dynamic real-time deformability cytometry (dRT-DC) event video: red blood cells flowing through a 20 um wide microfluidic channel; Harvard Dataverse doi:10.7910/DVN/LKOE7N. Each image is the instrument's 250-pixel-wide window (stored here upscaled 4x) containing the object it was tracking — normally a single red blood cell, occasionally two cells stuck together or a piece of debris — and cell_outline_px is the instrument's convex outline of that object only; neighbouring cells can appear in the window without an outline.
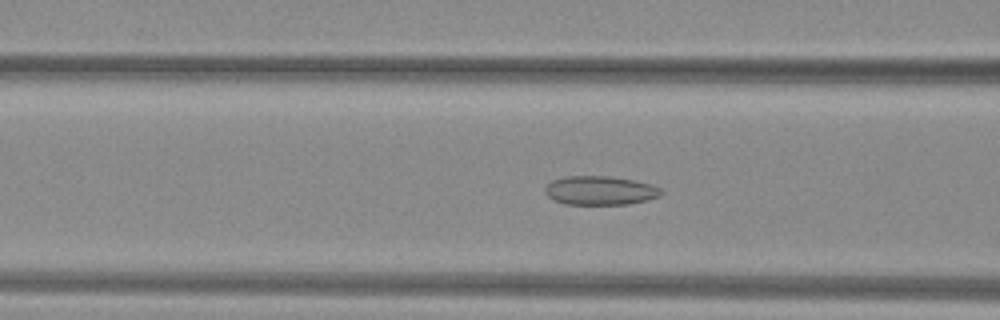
{"species": "common noctule bat (a hibernating species)", "species_latin": "Nyctalus noctula", "temperature_condition": "warm", "stored_images_in_passage": 45, "camera_frame_rate_fps": 3000, "um_per_image_px": 0.085, "animal": {"sex": "female", "body_mass_g": 29.2, "forearm_length_mm": 56.3}, "frame": {"image": 1, "passage_image": 21, "time_ms": 6.667, "image_size_px": [1000, 320], "cell_outline_px": [[664, 192], [660, 196], [628, 204], [564, 204], [548, 196], [544, 192], [544, 188], [552, 180], [568, 176], [608, 176], [632, 180], [652, 184], [660, 188]], "centroid_in_image_um": [51.01, 16.19], "position_along_channel_um": 115.6, "area_um2": 19.42}}
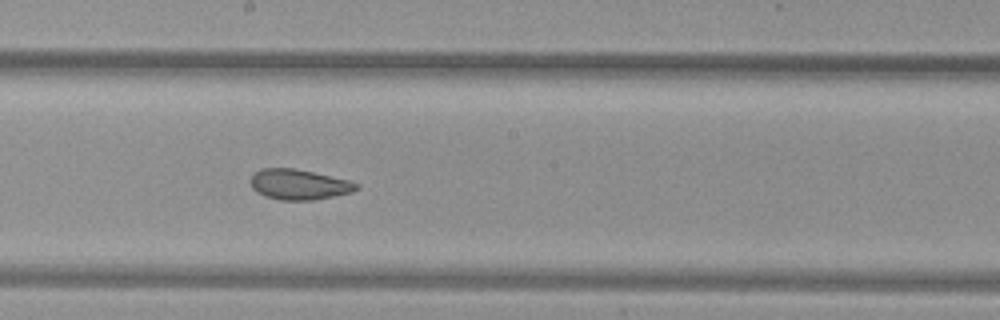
{"frame": {"image": 2, "passage_image": 29, "time_ms": 9.333, "image_size_px": [1000, 320], "cell_outline_px": [[360, 188], [352, 192], [312, 200], [280, 200], [264, 196], [256, 192], [252, 188], [252, 172], [260, 168], [292, 168], [312, 172], [348, 180], [360, 184]], "centroid_in_image_um": [25.39, 15.68], "position_along_channel_um": 222.8, "area_um2": 18.67}}
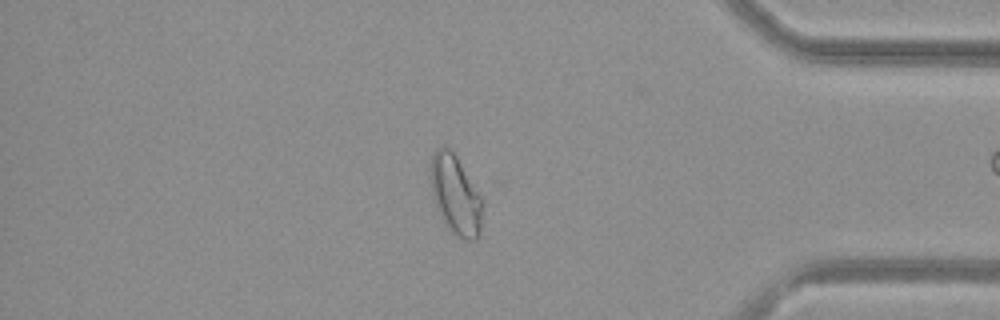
{"frame": {"image": 3, "passage_image": 44, "time_ms": 14.333, "image_size_px": [1000, 320], "cell_outline_px": [[484, 204], [480, 236], [476, 240], [464, 240], [452, 232], [444, 224], [436, 208], [432, 196], [428, 172], [432, 152], [436, 148], [444, 144], [456, 156], [484, 200]], "centroid_in_image_um": [38.7, 16.57], "position_along_channel_um": 396.5, "area_um2": 24.85}}